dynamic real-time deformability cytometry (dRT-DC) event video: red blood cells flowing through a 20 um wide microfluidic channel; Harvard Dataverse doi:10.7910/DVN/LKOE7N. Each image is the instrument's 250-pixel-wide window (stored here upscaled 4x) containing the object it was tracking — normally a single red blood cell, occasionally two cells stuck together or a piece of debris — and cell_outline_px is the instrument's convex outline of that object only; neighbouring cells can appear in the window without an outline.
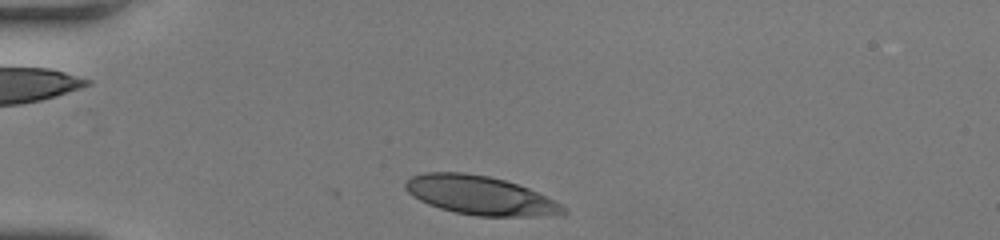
{"species": "human", "species_latin": "Homo sapiens", "temperature_condition": "room temperature", "stored_images_in_passage": 35, "camera_frame_rate_fps": 3000, "um_per_image_px": 0.085, "donor": {"sex": "female"}, "frame": {"image": 1, "passage_image": 2, "time_ms": 0.333, "image_size_px": [1000, 240], "cell_outline_px": [[568, 212], [564, 216], [476, 216], [456, 212], [440, 208], [428, 204], [412, 196], [404, 188], [404, 180], [412, 176], [424, 172], [464, 172], [488, 176], [504, 180], [528, 188], [560, 204]], "centroid_in_image_um": [40.79, 16.61], "position_along_channel_um": 44.2, "area_um2": 35.72}}
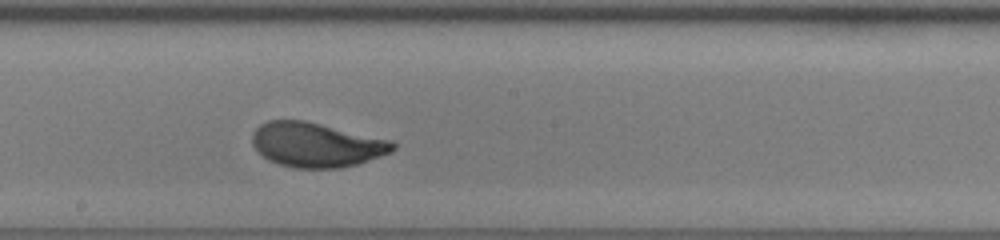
{"frame": {"image": 2, "passage_image": 20, "time_ms": 6.333, "image_size_px": [1000, 240], "cell_outline_px": [[396, 148], [392, 152], [356, 164], [340, 168], [296, 168], [280, 164], [268, 160], [252, 144], [252, 132], [260, 124], [268, 120], [304, 120], [392, 140], [396, 144]], "centroid_in_image_um": [26.89, 12.3], "position_along_channel_um": 221.3, "area_um2": 36.41}}
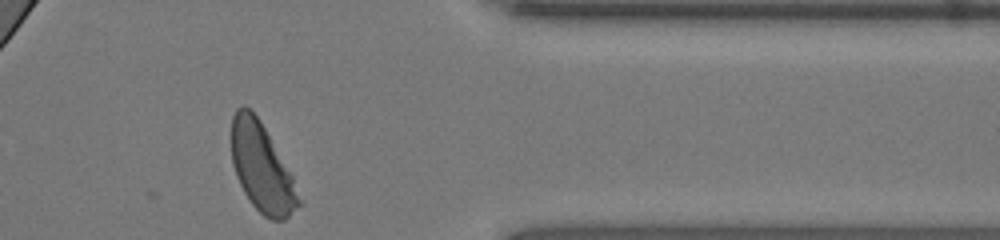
{"frame": {"image": 3, "passage_image": 35, "time_ms": 11.333, "image_size_px": [1000, 240], "cell_outline_px": [[304, 204], [284, 220], [272, 220], [264, 216], [252, 204], [244, 192], [236, 176], [232, 164], [232, 116], [236, 108], [244, 104], [260, 120], [292, 176]], "centroid_in_image_um": [22.27, 14.29], "position_along_channel_um": 389.1, "area_um2": 34.51}, "authors_computed_cell_mechanics": {"area_um2": 36.125, "velocity_mm_per_s": 3.5927, "shape_relaxation_time_tau1_ms": 4.0207, "shape_relaxation_time_tau2_ms": null, "deformation_change_tau1": 0.1901, "deformation_change_tau2": null}}